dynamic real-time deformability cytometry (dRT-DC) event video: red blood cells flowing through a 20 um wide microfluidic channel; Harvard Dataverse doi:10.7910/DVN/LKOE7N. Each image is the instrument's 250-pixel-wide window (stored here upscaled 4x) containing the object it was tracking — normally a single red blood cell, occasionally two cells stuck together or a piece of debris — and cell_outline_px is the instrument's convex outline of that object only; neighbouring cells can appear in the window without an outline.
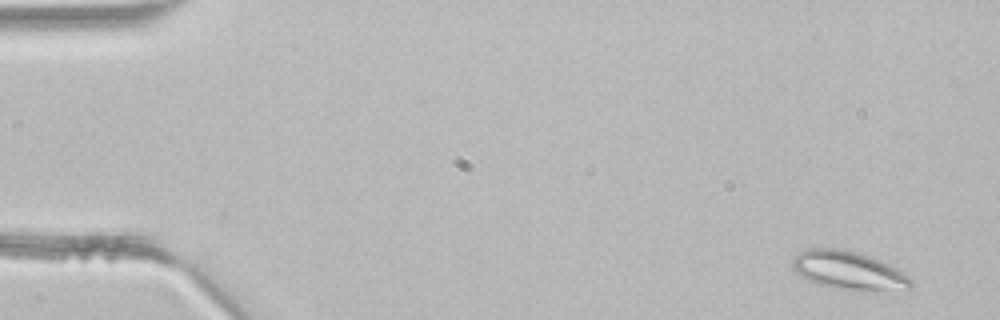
{"species": "common noctule bat (a hibernating species)", "species_latin": "Nyctalus noctula", "temperature_condition": "room temperature", "stored_images_in_passage": 5, "camera_frame_rate_fps": 3000, "um_per_image_px": 0.085, "animal": {"sex": "male", "body_mass_g": 21.5, "forearm_length_mm": 52.0}, "frame": {"image": 1, "passage_image": 1, "time_ms": 0.0, "image_size_px": [1000, 320], "cell_outline_px": [[912, 284], [908, 288], [860, 292], [832, 288], [808, 280], [796, 272], [792, 268], [792, 260], [800, 252], [808, 248], [840, 248], [856, 252], [880, 260], [896, 268], [908, 276], [912, 280]], "centroid_in_image_um": [72.11, 23.0], "position_along_channel_um": 12.9, "area_um2": 26.47}}